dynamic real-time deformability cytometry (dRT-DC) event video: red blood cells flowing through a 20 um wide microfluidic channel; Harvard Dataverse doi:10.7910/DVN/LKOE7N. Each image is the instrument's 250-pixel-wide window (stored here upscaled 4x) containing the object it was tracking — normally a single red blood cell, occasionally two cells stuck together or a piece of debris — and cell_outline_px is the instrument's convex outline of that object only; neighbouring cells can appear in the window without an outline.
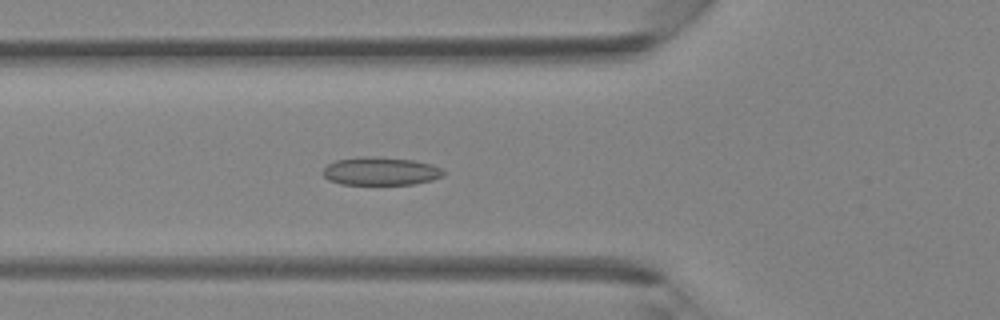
{"species": "Egyptian fruit bat (a non-hibernating species)", "species_latin": "Rousettus aegyptiacus", "temperature_condition": "room temperature", "stored_images_in_passage": 39, "camera_frame_rate_fps": 3000, "um_per_image_px": 0.085, "animal": {"sex": "female"}, "frame": {"image": 1, "passage_image": 13, "time_ms": 4.0, "image_size_px": [1000, 320], "cell_outline_px": [[444, 176], [432, 180], [412, 184], [340, 184], [328, 180], [324, 176], [324, 168], [328, 164], [336, 160], [360, 156], [364, 156], [412, 160], [432, 164], [440, 168], [444, 172]], "centroid_in_image_um": [32.34, 14.55], "position_along_channel_um": 93.5, "area_um2": 19.59}}
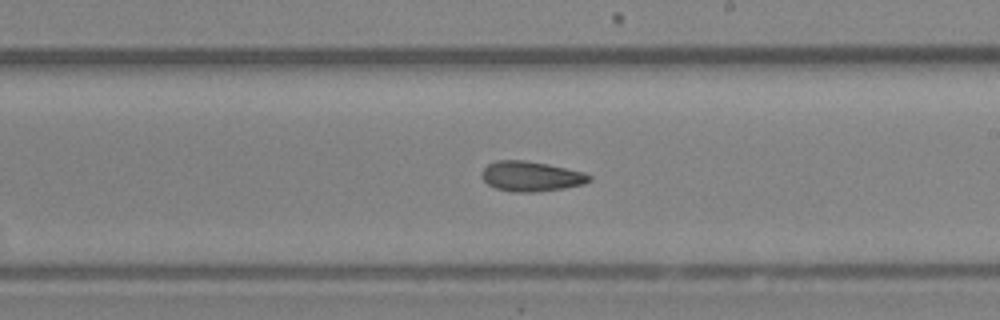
{"frame": {"image": 2, "passage_image": 22, "time_ms": 7.0, "image_size_px": [1000, 320], "cell_outline_px": [[592, 180], [584, 184], [564, 188], [536, 192], [512, 192], [496, 188], [488, 184], [480, 176], [480, 172], [488, 164], [496, 160], [524, 160], [548, 164], [584, 172], [592, 176]], "centroid_in_image_um": [45.14, 14.99], "position_along_channel_um": 243.9, "area_um2": 18.96}}
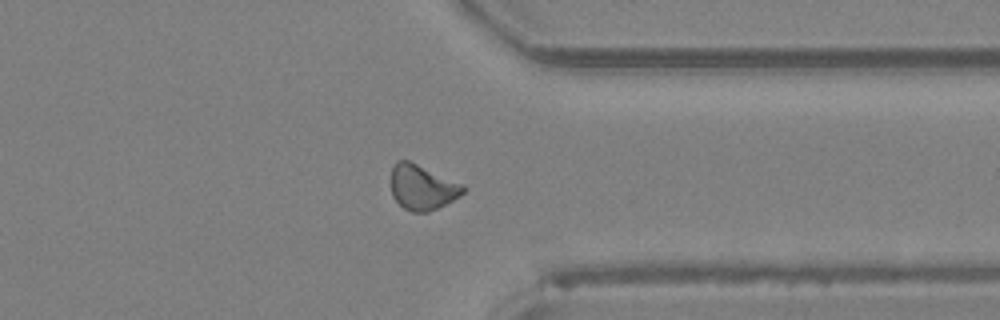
{"frame": {"image": 3, "passage_image": 30, "time_ms": 9.667, "image_size_px": [1000, 320], "cell_outline_px": [[468, 188], [460, 196], [428, 212], [412, 212], [404, 208], [392, 196], [392, 168], [396, 160], [408, 160], [464, 184]], "centroid_in_image_um": [35.91, 15.91], "position_along_channel_um": 375.5, "area_um2": 18.84}}